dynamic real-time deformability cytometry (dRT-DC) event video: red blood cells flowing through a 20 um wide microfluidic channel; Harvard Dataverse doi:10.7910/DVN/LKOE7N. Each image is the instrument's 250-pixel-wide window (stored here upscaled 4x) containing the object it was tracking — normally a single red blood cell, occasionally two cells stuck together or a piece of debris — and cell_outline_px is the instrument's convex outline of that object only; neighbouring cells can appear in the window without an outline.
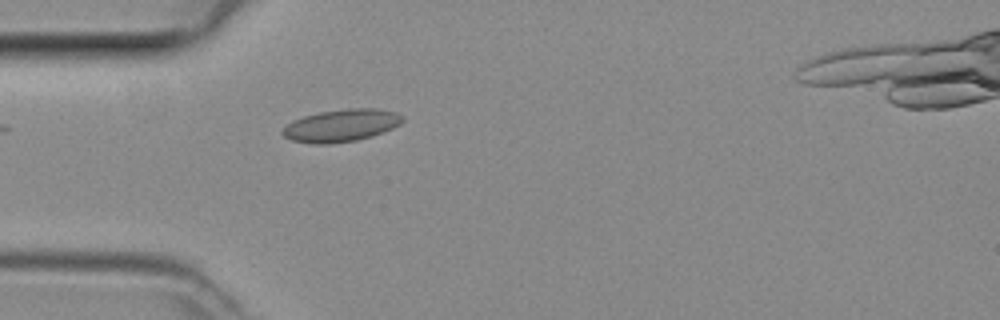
{"species": "common noctule bat (a hibernating species)", "species_latin": "Nyctalus noctula", "temperature_condition": "room temperature", "stored_images_in_passage": 30, "camera_frame_rate_fps": 3000, "um_per_image_px": 0.085, "animal": {"sex": "female", "body_mass_g": 29.2, "forearm_length_mm": 56.3}, "frame": {"image": 1, "passage_image": 1, "time_ms": 0.0, "image_size_px": [1000, 320], "cell_outline_px": [[404, 120], [400, 124], [392, 128], [372, 136], [356, 140], [332, 144], [312, 144], [292, 140], [284, 136], [280, 132], [292, 120], [304, 116], [320, 112], [348, 108], [376, 108], [396, 112], [404, 116]], "centroid_in_image_um": [29.01, 10.66], "position_along_channel_um": 56.0, "area_um2": 22.72}}
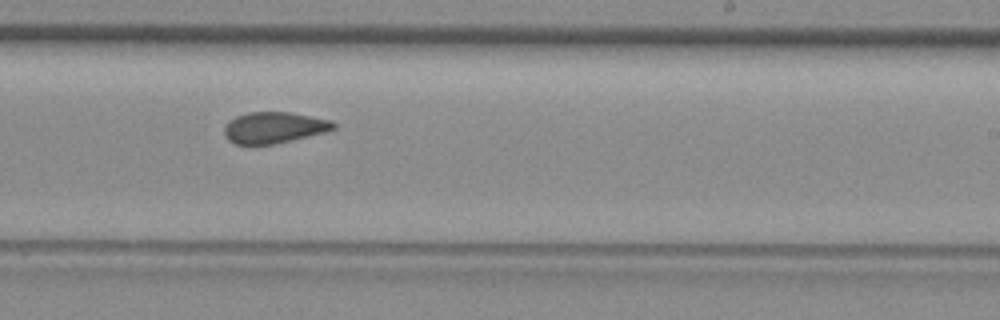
{"frame": {"image": 2, "passage_image": 16, "time_ms": 5.0, "image_size_px": [1000, 320], "cell_outline_px": [[336, 128], [324, 132], [292, 140], [272, 144], [236, 144], [228, 140], [224, 136], [224, 128], [236, 116], [248, 112], [292, 112], [328, 120], [336, 124]], "centroid_in_image_um": [23.28, 10.84], "position_along_channel_um": 265.7, "area_um2": 19.59}}
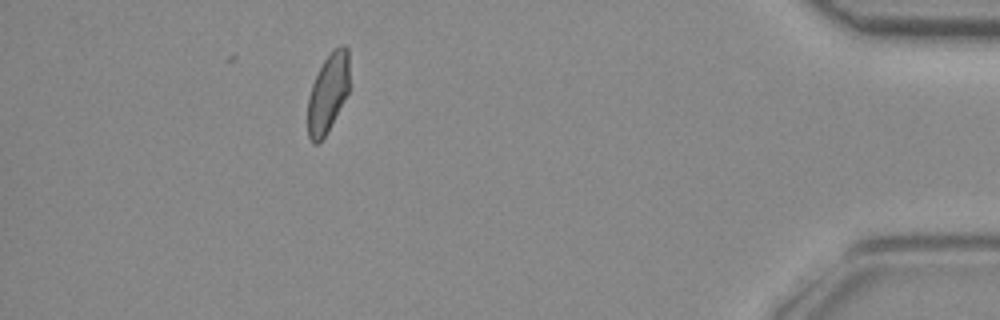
{"frame": {"image": 3, "passage_image": 30, "time_ms": 9.667, "image_size_px": [1000, 320], "cell_outline_px": [[348, 92], [344, 100], [324, 136], [316, 144], [312, 144], [308, 136], [308, 96], [312, 84], [324, 60], [332, 48], [340, 44], [344, 44], [348, 48]], "centroid_in_image_um": [27.86, 7.86], "position_along_channel_um": 407.3, "area_um2": 18.9}}